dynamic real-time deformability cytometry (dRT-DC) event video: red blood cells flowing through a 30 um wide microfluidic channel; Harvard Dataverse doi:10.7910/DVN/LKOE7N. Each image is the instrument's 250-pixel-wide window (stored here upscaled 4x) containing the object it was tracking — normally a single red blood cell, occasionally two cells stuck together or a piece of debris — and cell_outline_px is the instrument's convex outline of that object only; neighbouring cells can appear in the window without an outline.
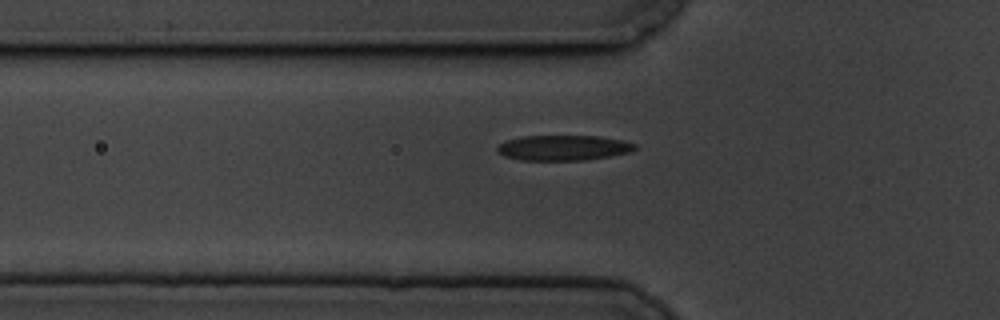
{"species": "common noctule bat (a hibernating species)", "species_latin": "Nyctalus noctula", "temperature_condition": "cold", "stored_images_in_passage": 39, "camera_frame_rate_fps": 3000, "um_per_image_px": 0.085, "animal": {"sex": "male", "body_mass_g": 19.5, "forearm_length_mm": 54.6}, "frame": {"image": 1, "passage_image": 2, "time_ms": 0.333, "image_size_px": [1000, 320], "cell_outline_px": [[636, 148], [628, 152], [608, 156], [584, 160], [520, 160], [504, 156], [496, 152], [496, 148], [500, 144], [508, 140], [520, 136], [600, 136], [624, 140], [636, 144]], "centroid_in_image_um": [47.86, 12.56], "position_along_channel_um": 77.9, "area_um2": 20.23}}
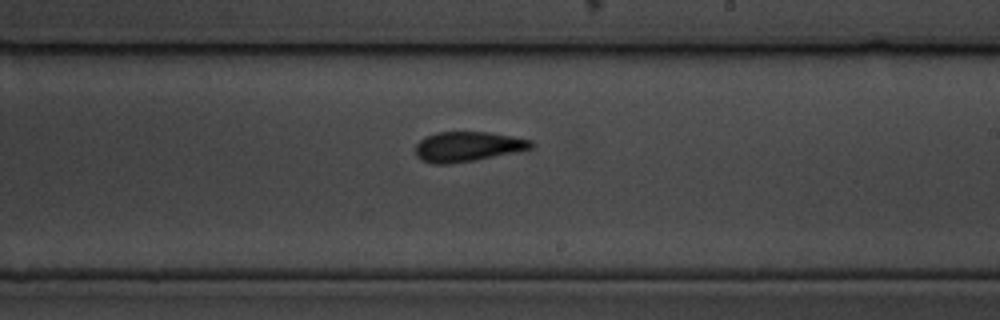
{"frame": {"image": 2, "passage_image": 17, "time_ms": 5.333, "image_size_px": [1000, 320], "cell_outline_px": [[536, 144], [532, 148], [516, 152], [476, 160], [448, 164], [432, 164], [420, 160], [416, 156], [416, 144], [424, 136], [436, 132], [488, 132], [512, 136], [532, 140]], "centroid_in_image_um": [39.74, 12.46], "position_along_channel_um": 249.3, "area_um2": 20.4}}
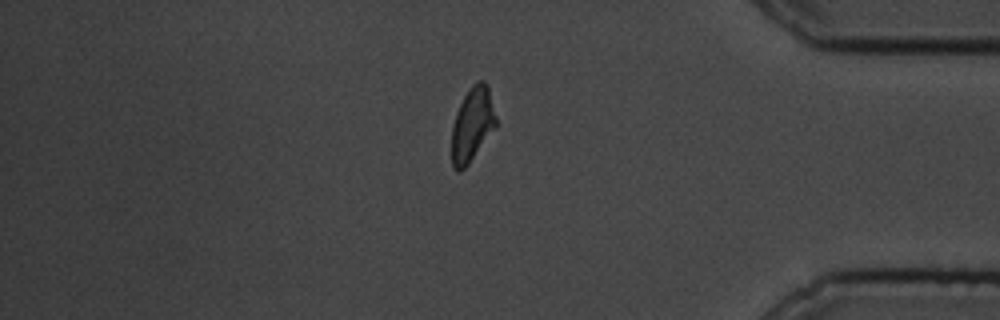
{"frame": {"image": 3, "passage_image": 32, "time_ms": 10.333, "image_size_px": [1000, 320], "cell_outline_px": [[496, 128], [468, 164], [460, 172], [456, 172], [452, 168], [452, 128], [456, 112], [464, 96], [472, 84], [480, 80], [484, 80], [488, 84], [496, 116]], "centroid_in_image_um": [40.15, 10.58], "position_along_channel_um": 395.0, "area_um2": 19.25}, "authors_computed_cell_mechanics": {"area_um2": 19.941, "velocity_mm_per_s": 3.4285, "shape_relaxation_time_tau1_ms": 3.799, "shape_relaxation_time_tau2_ms": 2.1256, "deformation_change_tau1": 0.1359, "deformation_change_tau2": 0.1027}}